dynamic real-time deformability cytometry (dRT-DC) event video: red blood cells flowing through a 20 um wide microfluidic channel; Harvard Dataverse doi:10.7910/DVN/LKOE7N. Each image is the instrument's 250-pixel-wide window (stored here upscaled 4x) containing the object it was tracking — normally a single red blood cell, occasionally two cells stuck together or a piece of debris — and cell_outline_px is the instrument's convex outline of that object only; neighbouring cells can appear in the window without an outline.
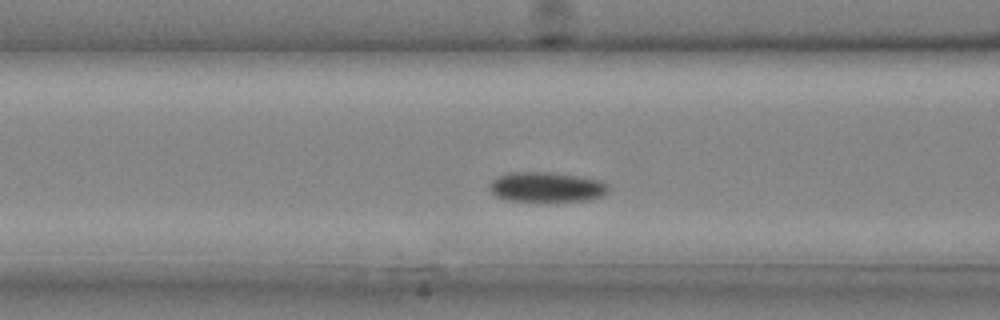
{"species": "common noctule bat (a hibernating species)", "species_latin": "Nyctalus noctula", "temperature_condition": "cold", "stored_images_in_passage": 26, "camera_frame_rate_fps": 3000, "um_per_image_px": 0.085, "animal": {"sex": "male", "body_mass_g": 20.4}, "frame": {"image": 1, "passage_image": 8, "time_ms": 2.333, "image_size_px": [1000, 320], "cell_outline_px": [[608, 192], [604, 196], [588, 200], [504, 200], [496, 196], [492, 192], [492, 180], [496, 176], [508, 172], [548, 172], [576, 176], [600, 180], [608, 184]], "centroid_in_image_um": [46.48, 15.88], "position_along_channel_um": 120.1, "area_um2": 20.4}}
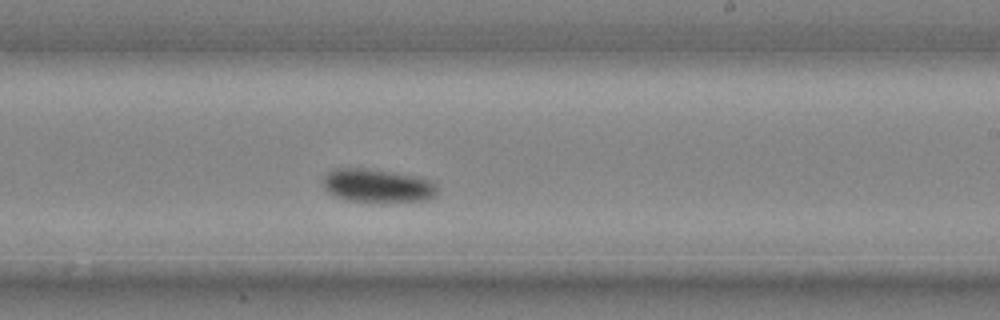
{"frame": {"image": 2, "passage_image": 15, "time_ms": 4.667, "image_size_px": [1000, 320], "cell_outline_px": [[436, 196], [428, 200], [392, 204], [384, 204], [344, 200], [328, 192], [324, 188], [324, 176], [332, 168], [368, 168], [420, 176], [432, 180], [436, 184]], "centroid_in_image_um": [32.14, 15.82], "position_along_channel_um": 256.9, "area_um2": 23.35}}
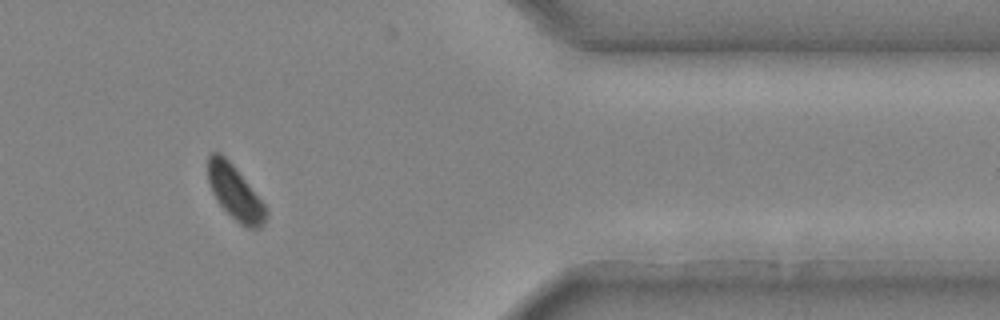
{"frame": {"image": 3, "passage_image": 23, "time_ms": 7.333, "image_size_px": [1000, 320], "cell_outline_px": [[268, 216], [264, 224], [260, 228], [244, 228], [216, 200], [212, 192], [208, 180], [208, 156], [212, 152], [220, 152], [236, 168], [268, 208]], "centroid_in_image_um": [20.01, 16.39], "position_along_channel_um": 391.4, "area_um2": 18.38}}